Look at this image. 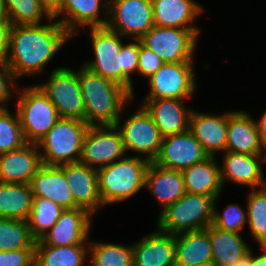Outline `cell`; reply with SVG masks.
Wrapping results in <instances>:
<instances>
[{"label": "cell", "instance_id": "1", "mask_svg": "<svg viewBox=\"0 0 266 266\" xmlns=\"http://www.w3.org/2000/svg\"><path fill=\"white\" fill-rule=\"evenodd\" d=\"M49 24L12 25L5 63L15 78L41 74L43 67L73 37L54 18ZM55 21V22H52Z\"/></svg>", "mask_w": 266, "mask_h": 266}, {"label": "cell", "instance_id": "2", "mask_svg": "<svg viewBox=\"0 0 266 266\" xmlns=\"http://www.w3.org/2000/svg\"><path fill=\"white\" fill-rule=\"evenodd\" d=\"M90 35L95 60L83 66L135 95L130 74L138 69L139 39L124 45L122 36L107 26L90 27Z\"/></svg>", "mask_w": 266, "mask_h": 266}, {"label": "cell", "instance_id": "3", "mask_svg": "<svg viewBox=\"0 0 266 266\" xmlns=\"http://www.w3.org/2000/svg\"><path fill=\"white\" fill-rule=\"evenodd\" d=\"M78 80L89 126L116 125L124 105L134 96L121 85L93 73L86 67L78 71Z\"/></svg>", "mask_w": 266, "mask_h": 266}, {"label": "cell", "instance_id": "4", "mask_svg": "<svg viewBox=\"0 0 266 266\" xmlns=\"http://www.w3.org/2000/svg\"><path fill=\"white\" fill-rule=\"evenodd\" d=\"M149 163L139 155L123 157L97 169L98 191L103 205L126 200L145 187Z\"/></svg>", "mask_w": 266, "mask_h": 266}, {"label": "cell", "instance_id": "5", "mask_svg": "<svg viewBox=\"0 0 266 266\" xmlns=\"http://www.w3.org/2000/svg\"><path fill=\"white\" fill-rule=\"evenodd\" d=\"M215 197L185 193L159 215L158 229L169 234L199 231L212 224Z\"/></svg>", "mask_w": 266, "mask_h": 266}, {"label": "cell", "instance_id": "6", "mask_svg": "<svg viewBox=\"0 0 266 266\" xmlns=\"http://www.w3.org/2000/svg\"><path fill=\"white\" fill-rule=\"evenodd\" d=\"M89 125L82 120L60 118L38 141L42 164L60 166L79 162L84 137Z\"/></svg>", "mask_w": 266, "mask_h": 266}, {"label": "cell", "instance_id": "7", "mask_svg": "<svg viewBox=\"0 0 266 266\" xmlns=\"http://www.w3.org/2000/svg\"><path fill=\"white\" fill-rule=\"evenodd\" d=\"M17 114L26 142L38 141L60 119L58 111L49 98L37 86L19 92Z\"/></svg>", "mask_w": 266, "mask_h": 266}, {"label": "cell", "instance_id": "8", "mask_svg": "<svg viewBox=\"0 0 266 266\" xmlns=\"http://www.w3.org/2000/svg\"><path fill=\"white\" fill-rule=\"evenodd\" d=\"M199 31L153 26L140 40L163 59L164 63L193 61Z\"/></svg>", "mask_w": 266, "mask_h": 266}, {"label": "cell", "instance_id": "9", "mask_svg": "<svg viewBox=\"0 0 266 266\" xmlns=\"http://www.w3.org/2000/svg\"><path fill=\"white\" fill-rule=\"evenodd\" d=\"M56 107L60 118L85 121V107L78 80V71L56 68L48 82L37 85Z\"/></svg>", "mask_w": 266, "mask_h": 266}, {"label": "cell", "instance_id": "10", "mask_svg": "<svg viewBox=\"0 0 266 266\" xmlns=\"http://www.w3.org/2000/svg\"><path fill=\"white\" fill-rule=\"evenodd\" d=\"M119 129L125 152L131 150L144 154L145 159L153 162L158 156L163 136L155 125L151 114L142 105L120 126V119L116 123Z\"/></svg>", "mask_w": 266, "mask_h": 266}, {"label": "cell", "instance_id": "11", "mask_svg": "<svg viewBox=\"0 0 266 266\" xmlns=\"http://www.w3.org/2000/svg\"><path fill=\"white\" fill-rule=\"evenodd\" d=\"M107 27L121 36L141 39L153 26L151 0H108Z\"/></svg>", "mask_w": 266, "mask_h": 266}, {"label": "cell", "instance_id": "12", "mask_svg": "<svg viewBox=\"0 0 266 266\" xmlns=\"http://www.w3.org/2000/svg\"><path fill=\"white\" fill-rule=\"evenodd\" d=\"M193 62L164 63L149 77L150 92L146 99H181L196 89Z\"/></svg>", "mask_w": 266, "mask_h": 266}, {"label": "cell", "instance_id": "13", "mask_svg": "<svg viewBox=\"0 0 266 266\" xmlns=\"http://www.w3.org/2000/svg\"><path fill=\"white\" fill-rule=\"evenodd\" d=\"M124 155L122 136L116 125L89 126L79 162L99 169L123 158Z\"/></svg>", "mask_w": 266, "mask_h": 266}, {"label": "cell", "instance_id": "14", "mask_svg": "<svg viewBox=\"0 0 266 266\" xmlns=\"http://www.w3.org/2000/svg\"><path fill=\"white\" fill-rule=\"evenodd\" d=\"M208 156L192 132L187 130L163 137L160 152L153 163L164 168L182 171Z\"/></svg>", "mask_w": 266, "mask_h": 266}, {"label": "cell", "instance_id": "15", "mask_svg": "<svg viewBox=\"0 0 266 266\" xmlns=\"http://www.w3.org/2000/svg\"><path fill=\"white\" fill-rule=\"evenodd\" d=\"M91 214L83 208L64 209L56 223L35 245L70 246L87 245L91 229ZM86 242V243H85Z\"/></svg>", "mask_w": 266, "mask_h": 266}, {"label": "cell", "instance_id": "16", "mask_svg": "<svg viewBox=\"0 0 266 266\" xmlns=\"http://www.w3.org/2000/svg\"><path fill=\"white\" fill-rule=\"evenodd\" d=\"M36 143L0 154V183L29 184L43 165Z\"/></svg>", "mask_w": 266, "mask_h": 266}, {"label": "cell", "instance_id": "17", "mask_svg": "<svg viewBox=\"0 0 266 266\" xmlns=\"http://www.w3.org/2000/svg\"><path fill=\"white\" fill-rule=\"evenodd\" d=\"M63 173L68 181L75 204L93 215L104 206L98 191L97 169L81 162L63 164Z\"/></svg>", "mask_w": 266, "mask_h": 266}, {"label": "cell", "instance_id": "18", "mask_svg": "<svg viewBox=\"0 0 266 266\" xmlns=\"http://www.w3.org/2000/svg\"><path fill=\"white\" fill-rule=\"evenodd\" d=\"M102 0H63L62 5L52 14L54 19L58 15H66L58 22L72 35L79 33L77 27H105L108 23V18H98L100 8H104L108 16L109 3Z\"/></svg>", "mask_w": 266, "mask_h": 266}, {"label": "cell", "instance_id": "19", "mask_svg": "<svg viewBox=\"0 0 266 266\" xmlns=\"http://www.w3.org/2000/svg\"><path fill=\"white\" fill-rule=\"evenodd\" d=\"M35 197L49 199L63 209H75L68 181L63 173V165H42L29 183Z\"/></svg>", "mask_w": 266, "mask_h": 266}, {"label": "cell", "instance_id": "20", "mask_svg": "<svg viewBox=\"0 0 266 266\" xmlns=\"http://www.w3.org/2000/svg\"><path fill=\"white\" fill-rule=\"evenodd\" d=\"M143 106L163 137L189 130L192 109H186L181 99H146Z\"/></svg>", "mask_w": 266, "mask_h": 266}, {"label": "cell", "instance_id": "21", "mask_svg": "<svg viewBox=\"0 0 266 266\" xmlns=\"http://www.w3.org/2000/svg\"><path fill=\"white\" fill-rule=\"evenodd\" d=\"M157 230L133 245V266H175V235Z\"/></svg>", "mask_w": 266, "mask_h": 266}, {"label": "cell", "instance_id": "22", "mask_svg": "<svg viewBox=\"0 0 266 266\" xmlns=\"http://www.w3.org/2000/svg\"><path fill=\"white\" fill-rule=\"evenodd\" d=\"M227 128L228 113L216 116L192 110L189 130L209 156L226 151Z\"/></svg>", "mask_w": 266, "mask_h": 266}, {"label": "cell", "instance_id": "23", "mask_svg": "<svg viewBox=\"0 0 266 266\" xmlns=\"http://www.w3.org/2000/svg\"><path fill=\"white\" fill-rule=\"evenodd\" d=\"M256 121L242 111L228 113L226 151L242 154H262L264 151Z\"/></svg>", "mask_w": 266, "mask_h": 266}, {"label": "cell", "instance_id": "24", "mask_svg": "<svg viewBox=\"0 0 266 266\" xmlns=\"http://www.w3.org/2000/svg\"><path fill=\"white\" fill-rule=\"evenodd\" d=\"M262 156V154L249 155L226 151L224 164L220 168L223 185L226 180H230L237 184L251 186L252 189L265 187L266 180L259 163Z\"/></svg>", "mask_w": 266, "mask_h": 266}, {"label": "cell", "instance_id": "25", "mask_svg": "<svg viewBox=\"0 0 266 266\" xmlns=\"http://www.w3.org/2000/svg\"><path fill=\"white\" fill-rule=\"evenodd\" d=\"M209 226L204 230L175 235V266L212 265Z\"/></svg>", "mask_w": 266, "mask_h": 266}, {"label": "cell", "instance_id": "26", "mask_svg": "<svg viewBox=\"0 0 266 266\" xmlns=\"http://www.w3.org/2000/svg\"><path fill=\"white\" fill-rule=\"evenodd\" d=\"M154 26L179 29H198L190 25L200 13L202 6L193 0H151Z\"/></svg>", "mask_w": 266, "mask_h": 266}, {"label": "cell", "instance_id": "27", "mask_svg": "<svg viewBox=\"0 0 266 266\" xmlns=\"http://www.w3.org/2000/svg\"><path fill=\"white\" fill-rule=\"evenodd\" d=\"M144 186L163 205V210L186 193L181 171L164 168L153 162L147 167Z\"/></svg>", "mask_w": 266, "mask_h": 266}, {"label": "cell", "instance_id": "28", "mask_svg": "<svg viewBox=\"0 0 266 266\" xmlns=\"http://www.w3.org/2000/svg\"><path fill=\"white\" fill-rule=\"evenodd\" d=\"M215 156H208L203 161L182 170L186 193L201 194L218 198L223 188L221 169Z\"/></svg>", "mask_w": 266, "mask_h": 266}, {"label": "cell", "instance_id": "29", "mask_svg": "<svg viewBox=\"0 0 266 266\" xmlns=\"http://www.w3.org/2000/svg\"><path fill=\"white\" fill-rule=\"evenodd\" d=\"M213 266H233L249 254L250 248L239 233L221 230L209 225Z\"/></svg>", "mask_w": 266, "mask_h": 266}, {"label": "cell", "instance_id": "30", "mask_svg": "<svg viewBox=\"0 0 266 266\" xmlns=\"http://www.w3.org/2000/svg\"><path fill=\"white\" fill-rule=\"evenodd\" d=\"M33 198L29 184L0 183V217L27 221Z\"/></svg>", "mask_w": 266, "mask_h": 266}, {"label": "cell", "instance_id": "31", "mask_svg": "<svg viewBox=\"0 0 266 266\" xmlns=\"http://www.w3.org/2000/svg\"><path fill=\"white\" fill-rule=\"evenodd\" d=\"M86 245H35V266H82Z\"/></svg>", "mask_w": 266, "mask_h": 266}, {"label": "cell", "instance_id": "32", "mask_svg": "<svg viewBox=\"0 0 266 266\" xmlns=\"http://www.w3.org/2000/svg\"><path fill=\"white\" fill-rule=\"evenodd\" d=\"M35 242L27 221L0 217V251L35 249Z\"/></svg>", "mask_w": 266, "mask_h": 266}, {"label": "cell", "instance_id": "33", "mask_svg": "<svg viewBox=\"0 0 266 266\" xmlns=\"http://www.w3.org/2000/svg\"><path fill=\"white\" fill-rule=\"evenodd\" d=\"M63 211L64 209L53 201L34 196L27 219L32 237L36 241L39 240L56 223Z\"/></svg>", "mask_w": 266, "mask_h": 266}, {"label": "cell", "instance_id": "34", "mask_svg": "<svg viewBox=\"0 0 266 266\" xmlns=\"http://www.w3.org/2000/svg\"><path fill=\"white\" fill-rule=\"evenodd\" d=\"M4 5L11 26L40 24L43 15L49 20L53 18L40 0H4Z\"/></svg>", "mask_w": 266, "mask_h": 266}, {"label": "cell", "instance_id": "35", "mask_svg": "<svg viewBox=\"0 0 266 266\" xmlns=\"http://www.w3.org/2000/svg\"><path fill=\"white\" fill-rule=\"evenodd\" d=\"M90 266H133V245L90 242Z\"/></svg>", "mask_w": 266, "mask_h": 266}, {"label": "cell", "instance_id": "36", "mask_svg": "<svg viewBox=\"0 0 266 266\" xmlns=\"http://www.w3.org/2000/svg\"><path fill=\"white\" fill-rule=\"evenodd\" d=\"M261 189L249 192L246 212L251 236L260 246H266V186Z\"/></svg>", "mask_w": 266, "mask_h": 266}, {"label": "cell", "instance_id": "37", "mask_svg": "<svg viewBox=\"0 0 266 266\" xmlns=\"http://www.w3.org/2000/svg\"><path fill=\"white\" fill-rule=\"evenodd\" d=\"M26 143L17 112L13 116L7 108L0 109V154L19 149Z\"/></svg>", "mask_w": 266, "mask_h": 266}, {"label": "cell", "instance_id": "38", "mask_svg": "<svg viewBox=\"0 0 266 266\" xmlns=\"http://www.w3.org/2000/svg\"><path fill=\"white\" fill-rule=\"evenodd\" d=\"M214 202V212L212 225L225 231L239 233L247 223V213L237 204H230L225 208L223 214L216 212ZM246 222V223H245Z\"/></svg>", "mask_w": 266, "mask_h": 266}, {"label": "cell", "instance_id": "39", "mask_svg": "<svg viewBox=\"0 0 266 266\" xmlns=\"http://www.w3.org/2000/svg\"><path fill=\"white\" fill-rule=\"evenodd\" d=\"M164 64L155 52L148 49L141 43L139 39V55H138V69L137 72L142 76L151 77Z\"/></svg>", "mask_w": 266, "mask_h": 266}, {"label": "cell", "instance_id": "40", "mask_svg": "<svg viewBox=\"0 0 266 266\" xmlns=\"http://www.w3.org/2000/svg\"><path fill=\"white\" fill-rule=\"evenodd\" d=\"M0 266H35V249L0 251Z\"/></svg>", "mask_w": 266, "mask_h": 266}, {"label": "cell", "instance_id": "41", "mask_svg": "<svg viewBox=\"0 0 266 266\" xmlns=\"http://www.w3.org/2000/svg\"><path fill=\"white\" fill-rule=\"evenodd\" d=\"M14 82H16V78L13 72L6 63H0V109L6 108L4 103H7L12 96L10 89L12 86L16 91H19Z\"/></svg>", "mask_w": 266, "mask_h": 266}, {"label": "cell", "instance_id": "42", "mask_svg": "<svg viewBox=\"0 0 266 266\" xmlns=\"http://www.w3.org/2000/svg\"><path fill=\"white\" fill-rule=\"evenodd\" d=\"M10 27L8 22H0V63H5Z\"/></svg>", "mask_w": 266, "mask_h": 266}, {"label": "cell", "instance_id": "43", "mask_svg": "<svg viewBox=\"0 0 266 266\" xmlns=\"http://www.w3.org/2000/svg\"><path fill=\"white\" fill-rule=\"evenodd\" d=\"M256 126L260 136V140L264 147L266 145V112L263 114V116L258 122L256 121Z\"/></svg>", "mask_w": 266, "mask_h": 266}, {"label": "cell", "instance_id": "44", "mask_svg": "<svg viewBox=\"0 0 266 266\" xmlns=\"http://www.w3.org/2000/svg\"><path fill=\"white\" fill-rule=\"evenodd\" d=\"M264 251L262 255L253 257L251 250V266H266V246H261Z\"/></svg>", "mask_w": 266, "mask_h": 266}, {"label": "cell", "instance_id": "45", "mask_svg": "<svg viewBox=\"0 0 266 266\" xmlns=\"http://www.w3.org/2000/svg\"><path fill=\"white\" fill-rule=\"evenodd\" d=\"M42 4L53 14L61 5L63 0H40Z\"/></svg>", "mask_w": 266, "mask_h": 266}, {"label": "cell", "instance_id": "46", "mask_svg": "<svg viewBox=\"0 0 266 266\" xmlns=\"http://www.w3.org/2000/svg\"><path fill=\"white\" fill-rule=\"evenodd\" d=\"M233 266H251V250L248 255H246L244 258L239 260L235 265Z\"/></svg>", "mask_w": 266, "mask_h": 266}, {"label": "cell", "instance_id": "47", "mask_svg": "<svg viewBox=\"0 0 266 266\" xmlns=\"http://www.w3.org/2000/svg\"><path fill=\"white\" fill-rule=\"evenodd\" d=\"M0 22H8L4 0H0Z\"/></svg>", "mask_w": 266, "mask_h": 266}, {"label": "cell", "instance_id": "48", "mask_svg": "<svg viewBox=\"0 0 266 266\" xmlns=\"http://www.w3.org/2000/svg\"><path fill=\"white\" fill-rule=\"evenodd\" d=\"M264 147V149L266 150V145ZM263 154L266 156V152H264ZM264 160H266V157L264 158Z\"/></svg>", "mask_w": 266, "mask_h": 266}]
</instances>
